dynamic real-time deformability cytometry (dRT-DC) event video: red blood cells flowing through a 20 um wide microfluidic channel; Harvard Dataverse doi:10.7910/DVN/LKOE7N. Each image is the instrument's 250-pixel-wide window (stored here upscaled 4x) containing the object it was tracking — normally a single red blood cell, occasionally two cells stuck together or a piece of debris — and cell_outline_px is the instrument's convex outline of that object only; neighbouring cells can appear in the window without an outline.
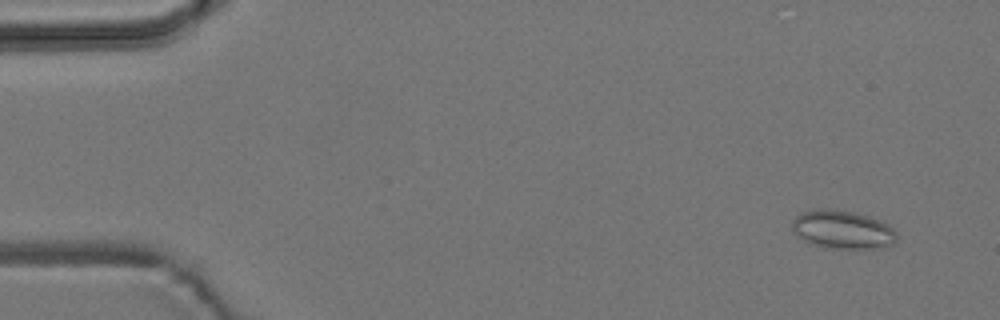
{"species": "common noctule bat (a hibernating species)", "species_latin": "Nyctalus noctula", "temperature_condition": "room temperature", "stored_images_in_passage": 8, "camera_frame_rate_fps": 3000, "um_per_image_px": 0.085, "animal": {"sex": "male", "body_mass_g": 19.2, "forearm_length_mm": 51.8}, "frame": {"image": 1, "passage_image": 2, "time_ms": 1.0, "image_size_px": [1000, 320], "cell_outline_px": [[896, 240], [892, 244], [884, 248], [824, 248], [808, 244], [796, 236], [792, 232], [792, 220], [800, 212], [828, 208], [852, 212], [868, 216], [880, 220], [888, 224], [896, 232]], "centroid_in_image_um": [71.57, 19.53], "position_along_channel_um": 13.4, "area_um2": 23.7}}
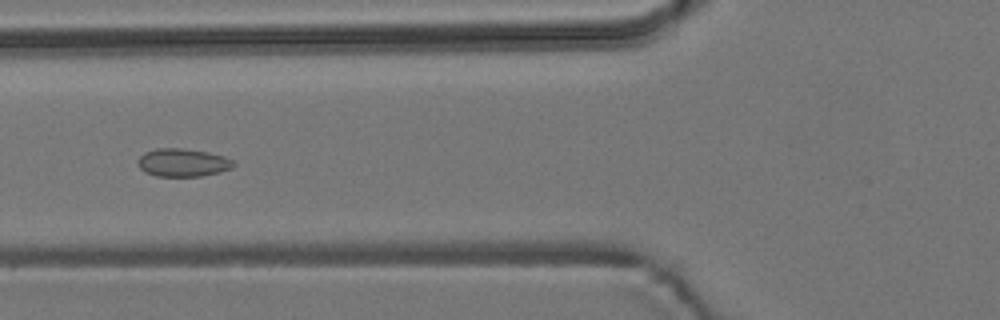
{"frame": {"image": 2, "passage_image": 7, "time_ms": 6.667, "image_size_px": [1000, 320], "cell_outline_px": [[236, 164], [232, 168], [220, 172], [200, 176], [156, 176], [144, 172], [136, 164], [136, 160], [144, 152], [156, 148], [180, 148], [208, 152], [224, 156], [232, 160]], "centroid_in_image_um": [15.5, 13.82], "position_along_channel_um": 110.3, "area_um2": 15.78}}
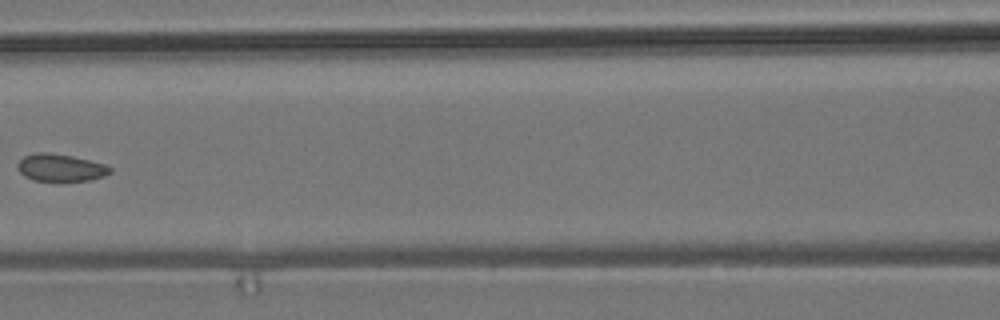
{"frame": {"image": 3, "passage_image": 8, "time_ms": 8.0, "image_size_px": [1000, 320], "cell_outline_px": [[112, 172], [104, 176], [92, 180], [60, 184], [32, 180], [24, 176], [16, 168], [16, 164], [24, 156], [36, 152], [44, 152], [72, 156], [104, 164], [112, 168]], "centroid_in_image_um": [5.13, 14.31], "position_along_channel_um": 161.5, "area_um2": 15.49}}